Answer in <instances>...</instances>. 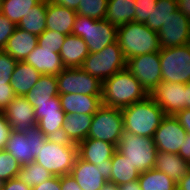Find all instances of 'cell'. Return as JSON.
<instances>
[{"label":"cell","instance_id":"cell-24","mask_svg":"<svg viewBox=\"0 0 190 190\" xmlns=\"http://www.w3.org/2000/svg\"><path fill=\"white\" fill-rule=\"evenodd\" d=\"M65 68H81L89 51L85 41L75 35H67L59 52Z\"/></svg>","mask_w":190,"mask_h":190},{"label":"cell","instance_id":"cell-35","mask_svg":"<svg viewBox=\"0 0 190 190\" xmlns=\"http://www.w3.org/2000/svg\"><path fill=\"white\" fill-rule=\"evenodd\" d=\"M108 0H80L78 15L103 20L107 14Z\"/></svg>","mask_w":190,"mask_h":190},{"label":"cell","instance_id":"cell-56","mask_svg":"<svg viewBox=\"0 0 190 190\" xmlns=\"http://www.w3.org/2000/svg\"><path fill=\"white\" fill-rule=\"evenodd\" d=\"M1 7H2V0H0V13H1Z\"/></svg>","mask_w":190,"mask_h":190},{"label":"cell","instance_id":"cell-7","mask_svg":"<svg viewBox=\"0 0 190 190\" xmlns=\"http://www.w3.org/2000/svg\"><path fill=\"white\" fill-rule=\"evenodd\" d=\"M126 62L127 60L117 40L99 52L89 53L81 68L103 82L115 73L125 69Z\"/></svg>","mask_w":190,"mask_h":190},{"label":"cell","instance_id":"cell-39","mask_svg":"<svg viewBox=\"0 0 190 190\" xmlns=\"http://www.w3.org/2000/svg\"><path fill=\"white\" fill-rule=\"evenodd\" d=\"M34 111L37 122L41 118L45 117V115L65 114L62 110L59 96L51 98V102L36 103V108H34Z\"/></svg>","mask_w":190,"mask_h":190},{"label":"cell","instance_id":"cell-21","mask_svg":"<svg viewBox=\"0 0 190 190\" xmlns=\"http://www.w3.org/2000/svg\"><path fill=\"white\" fill-rule=\"evenodd\" d=\"M60 104L65 114L94 115L102 106L101 96L84 94H59Z\"/></svg>","mask_w":190,"mask_h":190},{"label":"cell","instance_id":"cell-40","mask_svg":"<svg viewBox=\"0 0 190 190\" xmlns=\"http://www.w3.org/2000/svg\"><path fill=\"white\" fill-rule=\"evenodd\" d=\"M17 61L7 52L0 50V83L11 84V75Z\"/></svg>","mask_w":190,"mask_h":190},{"label":"cell","instance_id":"cell-9","mask_svg":"<svg viewBox=\"0 0 190 190\" xmlns=\"http://www.w3.org/2000/svg\"><path fill=\"white\" fill-rule=\"evenodd\" d=\"M124 133V121L121 109L102 105L93 115L87 138L106 141L118 145Z\"/></svg>","mask_w":190,"mask_h":190},{"label":"cell","instance_id":"cell-34","mask_svg":"<svg viewBox=\"0 0 190 190\" xmlns=\"http://www.w3.org/2000/svg\"><path fill=\"white\" fill-rule=\"evenodd\" d=\"M52 177L53 174L36 162L22 165L17 175L19 180L30 187L39 185Z\"/></svg>","mask_w":190,"mask_h":190},{"label":"cell","instance_id":"cell-26","mask_svg":"<svg viewBox=\"0 0 190 190\" xmlns=\"http://www.w3.org/2000/svg\"><path fill=\"white\" fill-rule=\"evenodd\" d=\"M41 74L25 61H18L11 75V86L16 96H25L37 83Z\"/></svg>","mask_w":190,"mask_h":190},{"label":"cell","instance_id":"cell-15","mask_svg":"<svg viewBox=\"0 0 190 190\" xmlns=\"http://www.w3.org/2000/svg\"><path fill=\"white\" fill-rule=\"evenodd\" d=\"M186 136L187 133L179 120L174 115H166L155 131L153 139L158 151L178 154Z\"/></svg>","mask_w":190,"mask_h":190},{"label":"cell","instance_id":"cell-41","mask_svg":"<svg viewBox=\"0 0 190 190\" xmlns=\"http://www.w3.org/2000/svg\"><path fill=\"white\" fill-rule=\"evenodd\" d=\"M134 22L145 24L157 5V0H135Z\"/></svg>","mask_w":190,"mask_h":190},{"label":"cell","instance_id":"cell-4","mask_svg":"<svg viewBox=\"0 0 190 190\" xmlns=\"http://www.w3.org/2000/svg\"><path fill=\"white\" fill-rule=\"evenodd\" d=\"M117 40L126 60L143 54L159 53L161 49L157 32L139 22L132 21L119 26Z\"/></svg>","mask_w":190,"mask_h":190},{"label":"cell","instance_id":"cell-13","mask_svg":"<svg viewBox=\"0 0 190 190\" xmlns=\"http://www.w3.org/2000/svg\"><path fill=\"white\" fill-rule=\"evenodd\" d=\"M111 172V162L94 165L77 157L70 175L82 190H100L106 182H110Z\"/></svg>","mask_w":190,"mask_h":190},{"label":"cell","instance_id":"cell-18","mask_svg":"<svg viewBox=\"0 0 190 190\" xmlns=\"http://www.w3.org/2000/svg\"><path fill=\"white\" fill-rule=\"evenodd\" d=\"M77 146L78 157L94 165L109 164L117 150L114 144L91 138L84 139Z\"/></svg>","mask_w":190,"mask_h":190},{"label":"cell","instance_id":"cell-30","mask_svg":"<svg viewBox=\"0 0 190 190\" xmlns=\"http://www.w3.org/2000/svg\"><path fill=\"white\" fill-rule=\"evenodd\" d=\"M46 9L47 0H42L24 15L17 27L37 36L41 35L46 30Z\"/></svg>","mask_w":190,"mask_h":190},{"label":"cell","instance_id":"cell-46","mask_svg":"<svg viewBox=\"0 0 190 190\" xmlns=\"http://www.w3.org/2000/svg\"><path fill=\"white\" fill-rule=\"evenodd\" d=\"M32 190H61L60 176H53L45 182L32 187Z\"/></svg>","mask_w":190,"mask_h":190},{"label":"cell","instance_id":"cell-27","mask_svg":"<svg viewBox=\"0 0 190 190\" xmlns=\"http://www.w3.org/2000/svg\"><path fill=\"white\" fill-rule=\"evenodd\" d=\"M55 96H59L56 75L43 74L24 97L36 108V103L51 102Z\"/></svg>","mask_w":190,"mask_h":190},{"label":"cell","instance_id":"cell-47","mask_svg":"<svg viewBox=\"0 0 190 190\" xmlns=\"http://www.w3.org/2000/svg\"><path fill=\"white\" fill-rule=\"evenodd\" d=\"M180 122V125L184 128L186 133L190 135V109L185 108L174 115Z\"/></svg>","mask_w":190,"mask_h":190},{"label":"cell","instance_id":"cell-28","mask_svg":"<svg viewBox=\"0 0 190 190\" xmlns=\"http://www.w3.org/2000/svg\"><path fill=\"white\" fill-rule=\"evenodd\" d=\"M135 0H108L105 20L119 27L134 21Z\"/></svg>","mask_w":190,"mask_h":190},{"label":"cell","instance_id":"cell-8","mask_svg":"<svg viewBox=\"0 0 190 190\" xmlns=\"http://www.w3.org/2000/svg\"><path fill=\"white\" fill-rule=\"evenodd\" d=\"M159 57L162 81L183 84L190 82V43L161 48Z\"/></svg>","mask_w":190,"mask_h":190},{"label":"cell","instance_id":"cell-17","mask_svg":"<svg viewBox=\"0 0 190 190\" xmlns=\"http://www.w3.org/2000/svg\"><path fill=\"white\" fill-rule=\"evenodd\" d=\"M8 124L15 132H26L37 126L33 106L24 96H16L3 110Z\"/></svg>","mask_w":190,"mask_h":190},{"label":"cell","instance_id":"cell-42","mask_svg":"<svg viewBox=\"0 0 190 190\" xmlns=\"http://www.w3.org/2000/svg\"><path fill=\"white\" fill-rule=\"evenodd\" d=\"M17 25L0 13V50H3Z\"/></svg>","mask_w":190,"mask_h":190},{"label":"cell","instance_id":"cell-54","mask_svg":"<svg viewBox=\"0 0 190 190\" xmlns=\"http://www.w3.org/2000/svg\"><path fill=\"white\" fill-rule=\"evenodd\" d=\"M100 190H119L118 185L112 182H106Z\"/></svg>","mask_w":190,"mask_h":190},{"label":"cell","instance_id":"cell-25","mask_svg":"<svg viewBox=\"0 0 190 190\" xmlns=\"http://www.w3.org/2000/svg\"><path fill=\"white\" fill-rule=\"evenodd\" d=\"M154 168L165 173L177 184L190 171V164L178 154L158 151Z\"/></svg>","mask_w":190,"mask_h":190},{"label":"cell","instance_id":"cell-49","mask_svg":"<svg viewBox=\"0 0 190 190\" xmlns=\"http://www.w3.org/2000/svg\"><path fill=\"white\" fill-rule=\"evenodd\" d=\"M183 142L178 155L190 164V135L187 134Z\"/></svg>","mask_w":190,"mask_h":190},{"label":"cell","instance_id":"cell-2","mask_svg":"<svg viewBox=\"0 0 190 190\" xmlns=\"http://www.w3.org/2000/svg\"><path fill=\"white\" fill-rule=\"evenodd\" d=\"M121 111L123 114L124 131L152 138L162 119L166 116L162 108L155 103L150 95L121 109Z\"/></svg>","mask_w":190,"mask_h":190},{"label":"cell","instance_id":"cell-5","mask_svg":"<svg viewBox=\"0 0 190 190\" xmlns=\"http://www.w3.org/2000/svg\"><path fill=\"white\" fill-rule=\"evenodd\" d=\"M72 35L79 36L85 41L89 53H96L117 41L118 27L105 19L97 20L77 14Z\"/></svg>","mask_w":190,"mask_h":190},{"label":"cell","instance_id":"cell-12","mask_svg":"<svg viewBox=\"0 0 190 190\" xmlns=\"http://www.w3.org/2000/svg\"><path fill=\"white\" fill-rule=\"evenodd\" d=\"M126 69L135 76L149 95L162 81L159 53L131 57L127 59Z\"/></svg>","mask_w":190,"mask_h":190},{"label":"cell","instance_id":"cell-32","mask_svg":"<svg viewBox=\"0 0 190 190\" xmlns=\"http://www.w3.org/2000/svg\"><path fill=\"white\" fill-rule=\"evenodd\" d=\"M178 9L177 0H157V5L145 25L158 32L171 13Z\"/></svg>","mask_w":190,"mask_h":190},{"label":"cell","instance_id":"cell-29","mask_svg":"<svg viewBox=\"0 0 190 190\" xmlns=\"http://www.w3.org/2000/svg\"><path fill=\"white\" fill-rule=\"evenodd\" d=\"M111 163L112 172L110 182L115 183L118 186L137 180L140 176V172H138L133 164L118 150L113 154Z\"/></svg>","mask_w":190,"mask_h":190},{"label":"cell","instance_id":"cell-38","mask_svg":"<svg viewBox=\"0 0 190 190\" xmlns=\"http://www.w3.org/2000/svg\"><path fill=\"white\" fill-rule=\"evenodd\" d=\"M66 36L63 33L46 29L38 36V45L41 48L53 49V52L59 53Z\"/></svg>","mask_w":190,"mask_h":190},{"label":"cell","instance_id":"cell-55","mask_svg":"<svg viewBox=\"0 0 190 190\" xmlns=\"http://www.w3.org/2000/svg\"><path fill=\"white\" fill-rule=\"evenodd\" d=\"M186 91V108L190 109V82L185 84Z\"/></svg>","mask_w":190,"mask_h":190},{"label":"cell","instance_id":"cell-16","mask_svg":"<svg viewBox=\"0 0 190 190\" xmlns=\"http://www.w3.org/2000/svg\"><path fill=\"white\" fill-rule=\"evenodd\" d=\"M150 96L166 115H176L186 108L185 84L161 81Z\"/></svg>","mask_w":190,"mask_h":190},{"label":"cell","instance_id":"cell-6","mask_svg":"<svg viewBox=\"0 0 190 190\" xmlns=\"http://www.w3.org/2000/svg\"><path fill=\"white\" fill-rule=\"evenodd\" d=\"M116 147L138 172L143 173L154 168L158 150L152 137L124 131Z\"/></svg>","mask_w":190,"mask_h":190},{"label":"cell","instance_id":"cell-51","mask_svg":"<svg viewBox=\"0 0 190 190\" xmlns=\"http://www.w3.org/2000/svg\"><path fill=\"white\" fill-rule=\"evenodd\" d=\"M178 9L190 19V0H177Z\"/></svg>","mask_w":190,"mask_h":190},{"label":"cell","instance_id":"cell-23","mask_svg":"<svg viewBox=\"0 0 190 190\" xmlns=\"http://www.w3.org/2000/svg\"><path fill=\"white\" fill-rule=\"evenodd\" d=\"M93 115L88 114H66L61 129V138L78 144L87 138L92 123Z\"/></svg>","mask_w":190,"mask_h":190},{"label":"cell","instance_id":"cell-37","mask_svg":"<svg viewBox=\"0 0 190 190\" xmlns=\"http://www.w3.org/2000/svg\"><path fill=\"white\" fill-rule=\"evenodd\" d=\"M21 165L5 150H0V183L16 178Z\"/></svg>","mask_w":190,"mask_h":190},{"label":"cell","instance_id":"cell-44","mask_svg":"<svg viewBox=\"0 0 190 190\" xmlns=\"http://www.w3.org/2000/svg\"><path fill=\"white\" fill-rule=\"evenodd\" d=\"M12 129L3 111H0V150H4Z\"/></svg>","mask_w":190,"mask_h":190},{"label":"cell","instance_id":"cell-50","mask_svg":"<svg viewBox=\"0 0 190 190\" xmlns=\"http://www.w3.org/2000/svg\"><path fill=\"white\" fill-rule=\"evenodd\" d=\"M48 1H50L51 3H55L57 5L73 9L75 11L78 9L80 3V0H48Z\"/></svg>","mask_w":190,"mask_h":190},{"label":"cell","instance_id":"cell-11","mask_svg":"<svg viewBox=\"0 0 190 190\" xmlns=\"http://www.w3.org/2000/svg\"><path fill=\"white\" fill-rule=\"evenodd\" d=\"M56 78L59 94L102 95V82L82 68H64Z\"/></svg>","mask_w":190,"mask_h":190},{"label":"cell","instance_id":"cell-22","mask_svg":"<svg viewBox=\"0 0 190 190\" xmlns=\"http://www.w3.org/2000/svg\"><path fill=\"white\" fill-rule=\"evenodd\" d=\"M37 45V35L16 27L3 50L18 62L24 61Z\"/></svg>","mask_w":190,"mask_h":190},{"label":"cell","instance_id":"cell-1","mask_svg":"<svg viewBox=\"0 0 190 190\" xmlns=\"http://www.w3.org/2000/svg\"><path fill=\"white\" fill-rule=\"evenodd\" d=\"M149 94L126 68L102 82V105L123 109L145 99Z\"/></svg>","mask_w":190,"mask_h":190},{"label":"cell","instance_id":"cell-48","mask_svg":"<svg viewBox=\"0 0 190 190\" xmlns=\"http://www.w3.org/2000/svg\"><path fill=\"white\" fill-rule=\"evenodd\" d=\"M60 182L61 190H82L70 174L60 176Z\"/></svg>","mask_w":190,"mask_h":190},{"label":"cell","instance_id":"cell-52","mask_svg":"<svg viewBox=\"0 0 190 190\" xmlns=\"http://www.w3.org/2000/svg\"><path fill=\"white\" fill-rule=\"evenodd\" d=\"M119 190H141L140 183L137 180L119 185Z\"/></svg>","mask_w":190,"mask_h":190},{"label":"cell","instance_id":"cell-3","mask_svg":"<svg viewBox=\"0 0 190 190\" xmlns=\"http://www.w3.org/2000/svg\"><path fill=\"white\" fill-rule=\"evenodd\" d=\"M77 157L76 143L62 138H47L34 162L44 167L53 176H63L71 173Z\"/></svg>","mask_w":190,"mask_h":190},{"label":"cell","instance_id":"cell-19","mask_svg":"<svg viewBox=\"0 0 190 190\" xmlns=\"http://www.w3.org/2000/svg\"><path fill=\"white\" fill-rule=\"evenodd\" d=\"M41 75H58L65 67L59 53L53 49L41 48L39 45L24 60Z\"/></svg>","mask_w":190,"mask_h":190},{"label":"cell","instance_id":"cell-33","mask_svg":"<svg viewBox=\"0 0 190 190\" xmlns=\"http://www.w3.org/2000/svg\"><path fill=\"white\" fill-rule=\"evenodd\" d=\"M42 0H2L1 13L16 25Z\"/></svg>","mask_w":190,"mask_h":190},{"label":"cell","instance_id":"cell-43","mask_svg":"<svg viewBox=\"0 0 190 190\" xmlns=\"http://www.w3.org/2000/svg\"><path fill=\"white\" fill-rule=\"evenodd\" d=\"M15 97L11 84L0 83V111H3Z\"/></svg>","mask_w":190,"mask_h":190},{"label":"cell","instance_id":"cell-10","mask_svg":"<svg viewBox=\"0 0 190 190\" xmlns=\"http://www.w3.org/2000/svg\"><path fill=\"white\" fill-rule=\"evenodd\" d=\"M46 139L37 126L24 133L12 130L4 150L22 166L34 162Z\"/></svg>","mask_w":190,"mask_h":190},{"label":"cell","instance_id":"cell-53","mask_svg":"<svg viewBox=\"0 0 190 190\" xmlns=\"http://www.w3.org/2000/svg\"><path fill=\"white\" fill-rule=\"evenodd\" d=\"M177 190H190V171L177 183Z\"/></svg>","mask_w":190,"mask_h":190},{"label":"cell","instance_id":"cell-31","mask_svg":"<svg viewBox=\"0 0 190 190\" xmlns=\"http://www.w3.org/2000/svg\"><path fill=\"white\" fill-rule=\"evenodd\" d=\"M141 190H177V184L162 171L152 168L140 173Z\"/></svg>","mask_w":190,"mask_h":190},{"label":"cell","instance_id":"cell-45","mask_svg":"<svg viewBox=\"0 0 190 190\" xmlns=\"http://www.w3.org/2000/svg\"><path fill=\"white\" fill-rule=\"evenodd\" d=\"M0 190H32V187L16 177L0 183Z\"/></svg>","mask_w":190,"mask_h":190},{"label":"cell","instance_id":"cell-14","mask_svg":"<svg viewBox=\"0 0 190 190\" xmlns=\"http://www.w3.org/2000/svg\"><path fill=\"white\" fill-rule=\"evenodd\" d=\"M161 48L177 47L190 43V19L179 9L170 14L157 32Z\"/></svg>","mask_w":190,"mask_h":190},{"label":"cell","instance_id":"cell-20","mask_svg":"<svg viewBox=\"0 0 190 190\" xmlns=\"http://www.w3.org/2000/svg\"><path fill=\"white\" fill-rule=\"evenodd\" d=\"M77 12L73 9L51 3L47 0L46 9V29L63 33L72 34Z\"/></svg>","mask_w":190,"mask_h":190},{"label":"cell","instance_id":"cell-36","mask_svg":"<svg viewBox=\"0 0 190 190\" xmlns=\"http://www.w3.org/2000/svg\"><path fill=\"white\" fill-rule=\"evenodd\" d=\"M66 114L45 115L37 122V127L47 138H61V129Z\"/></svg>","mask_w":190,"mask_h":190}]
</instances>
